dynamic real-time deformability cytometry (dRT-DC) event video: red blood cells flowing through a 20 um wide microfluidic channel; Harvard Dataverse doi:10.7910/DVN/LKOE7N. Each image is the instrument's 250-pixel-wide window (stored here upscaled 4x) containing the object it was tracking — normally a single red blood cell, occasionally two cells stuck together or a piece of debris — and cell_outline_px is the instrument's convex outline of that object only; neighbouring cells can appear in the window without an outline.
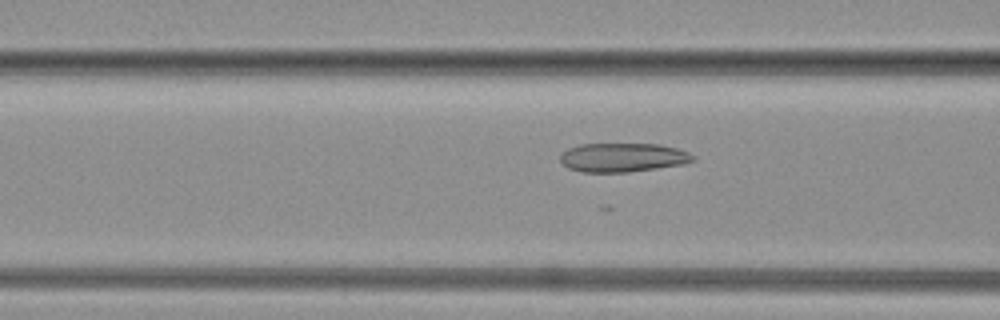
{"species": "common noctule bat (a hibernating species)", "species_latin": "Nyctalus noctula", "temperature_condition": "warm", "stored_images_in_passage": 30, "camera_frame_rate_fps": 3000, "um_per_image_px": 0.085, "animal": {"sex": "female", "body_mass_g": 19.3, "forearm_length_mm": 54.1}, "frame": {"image": 1, "passage_image": 8, "time_ms": 2.333, "image_size_px": [1000, 320], "cell_outline_px": [[696, 160], [684, 164], [628, 172], [580, 172], [568, 168], [560, 160], [560, 152], [568, 148], [580, 144], [660, 144], [676, 148], [688, 152], [696, 156]], "centroid_in_image_um": [52.93, 13.38], "position_along_channel_um": 113.7, "area_um2": 22.54}}
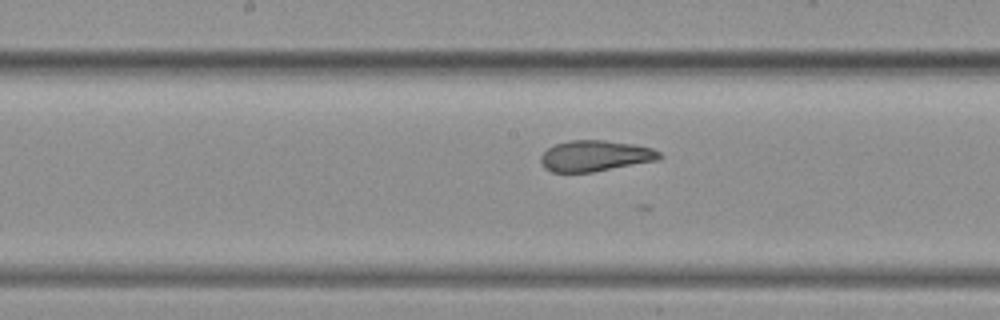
{"frame": {"image": 2, "passage_image": 18, "time_ms": 5.667, "image_size_px": [1000, 320], "cell_outline_px": [[664, 156], [660, 160], [592, 172], [552, 172], [544, 168], [540, 160], [540, 156], [548, 148], [556, 144], [572, 140], [604, 140], [632, 144], [652, 148], [660, 152]], "centroid_in_image_um": [50.61, 13.25], "position_along_channel_um": 197.6, "area_um2": 21.44}}
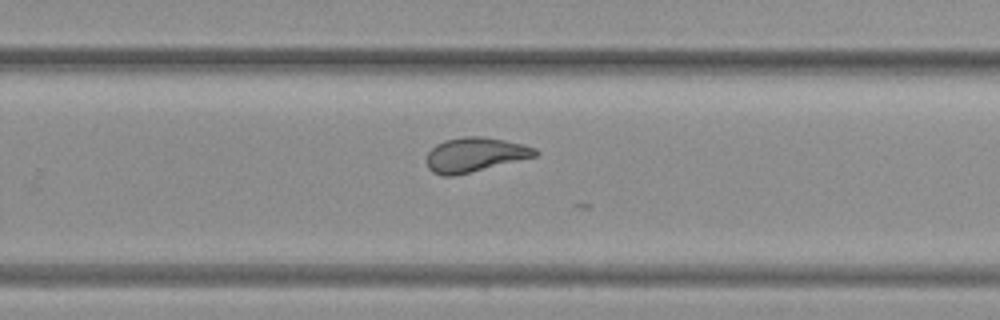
{"frame": {"image": 3, "passage_image": 29, "time_ms": 9.333, "image_size_px": [1000, 320], "cell_outline_px": [[540, 152], [536, 156], [456, 176], [444, 176], [432, 172], [428, 168], [428, 152], [436, 144], [444, 140], [464, 136], [484, 136], [524, 144], [536, 148]], "centroid_in_image_um": [40.38, 13.14], "position_along_channel_um": 289.4, "area_um2": 21.85}}